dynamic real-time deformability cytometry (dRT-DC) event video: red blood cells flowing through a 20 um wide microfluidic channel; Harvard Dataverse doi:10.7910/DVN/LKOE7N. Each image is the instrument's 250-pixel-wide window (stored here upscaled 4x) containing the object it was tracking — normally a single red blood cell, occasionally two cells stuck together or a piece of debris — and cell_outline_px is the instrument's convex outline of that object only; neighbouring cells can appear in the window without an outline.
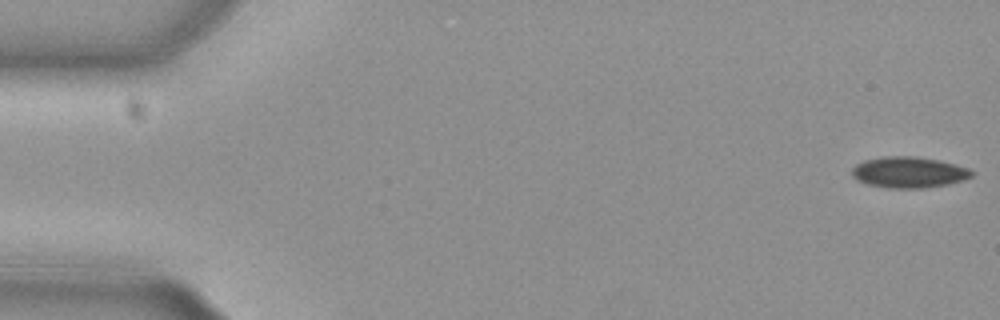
{"species": "common noctule bat (a hibernating species)", "species_latin": "Nyctalus noctula", "temperature_condition": "cold", "stored_images_in_passage": 50, "camera_frame_rate_fps": 3000, "um_per_image_px": 0.085, "animal": {"sex": "female", "body_mass_g": 29.2, "forearm_length_mm": 56.3}, "frame": {"image": 1, "passage_image": 1, "time_ms": 0.0, "image_size_px": [1000, 320], "cell_outline_px": [[972, 176], [948, 184], [924, 188], [888, 188], [868, 184], [856, 180], [852, 176], [852, 168], [856, 164], [864, 160], [884, 156], [916, 156], [936, 160], [968, 168], [972, 172]], "centroid_in_image_um": [77.18, 14.64], "position_along_channel_um": 7.8, "area_um2": 21.44}}
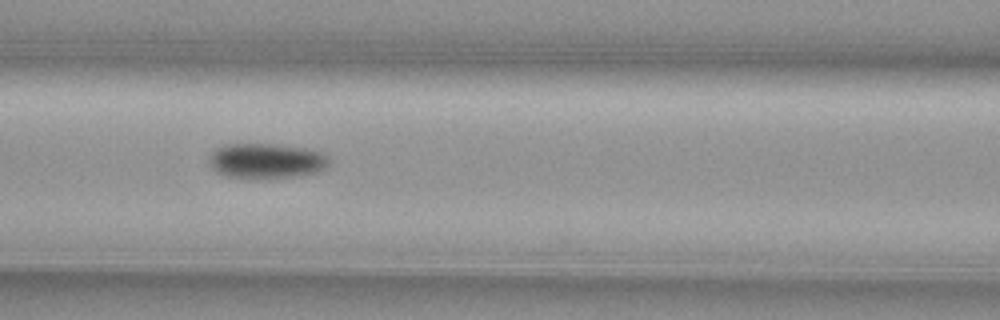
{"frame": {"image": 2, "passage_image": 23, "time_ms": 7.333, "image_size_px": [1000, 320], "cell_outline_px": [[332, 160], [320, 172], [292, 176], [224, 176], [216, 172], [208, 164], [208, 156], [216, 148], [224, 144], [268, 144], [304, 148], [320, 152], [328, 156]], "centroid_in_image_um": [22.61, 13.64], "position_along_channel_um": 144.0, "area_um2": 24.04}}
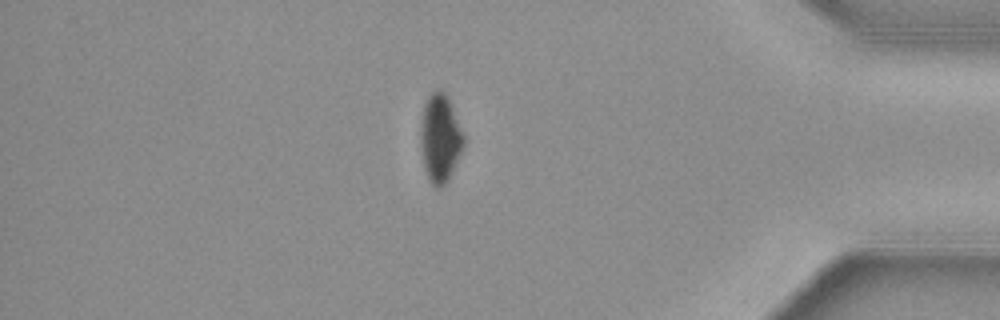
{"frame": {"image": 3, "passage_image": 46, "time_ms": 15.0, "image_size_px": [1000, 320], "cell_outline_px": [[464, 144], [448, 180], [440, 188], [436, 188], [428, 180], [424, 168], [420, 144], [420, 132], [424, 104], [428, 96], [436, 88], [444, 92], [448, 96], [464, 136]], "centroid_in_image_um": [37.39, 11.74], "position_along_channel_um": 397.8, "area_um2": 22.02}, "authors_computed_cell_mechanics": {"area_um2": 22.8888, "velocity_mm_per_s": 3.8125, "shape_relaxation_time_tau1_ms": 2.1854, "shape_relaxation_time_tau2_ms": null, "deformation_change_tau1": 0.0925, "deformation_change_tau2": null}}